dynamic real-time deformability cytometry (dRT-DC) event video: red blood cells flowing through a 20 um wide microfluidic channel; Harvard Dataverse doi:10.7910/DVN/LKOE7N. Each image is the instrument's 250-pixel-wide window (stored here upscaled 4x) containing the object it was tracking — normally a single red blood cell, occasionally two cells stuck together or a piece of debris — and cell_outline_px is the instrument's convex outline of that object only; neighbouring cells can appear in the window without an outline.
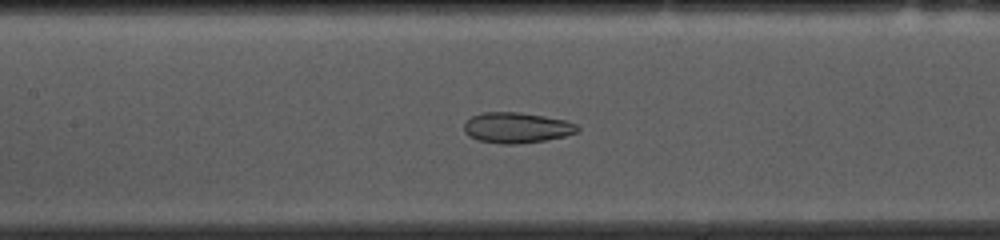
{"species": "common noctule bat (a hibernating species)", "species_latin": "Nyctalus noctula", "temperature_condition": "cold", "stored_images_in_passage": 52, "camera_frame_rate_fps": 3000, "um_per_image_px": 0.085, "animal": {"sex": "female", "body_mass_g": 10.0, "forearm_length_mm": 53.1}, "frame": {"image": 1, "passage_image": 22, "time_ms": 7.0, "image_size_px": [1000, 240], "cell_outline_px": [[580, 128], [576, 132], [564, 136], [544, 140], [516, 144], [504, 144], [480, 140], [468, 136], [464, 132], [464, 124], [472, 116], [484, 112], [520, 112], [544, 116], [564, 120], [576, 124]], "centroid_in_image_um": [43.9, 10.85], "position_along_channel_um": 163.5, "area_um2": 20.0}}
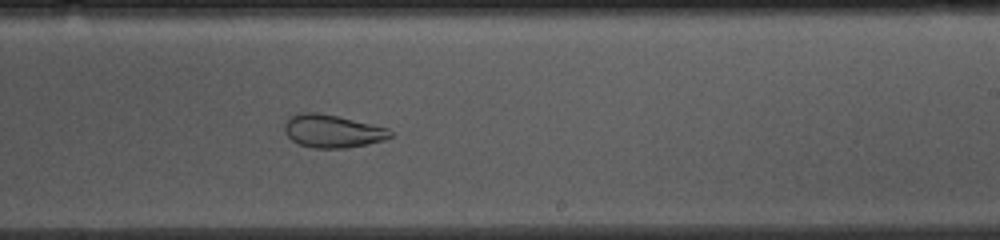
{"frame": {"image": 2, "passage_image": 30, "time_ms": 9.667, "image_size_px": [1000, 240], "cell_outline_px": [[392, 136], [384, 140], [368, 144], [344, 148], [312, 148], [300, 144], [292, 140], [284, 132], [284, 124], [288, 116], [296, 112], [316, 112], [336, 116], [388, 128], [392, 132]], "centroid_in_image_um": [28.21, 11.14], "position_along_channel_um": 260.8, "area_um2": 20.35}}
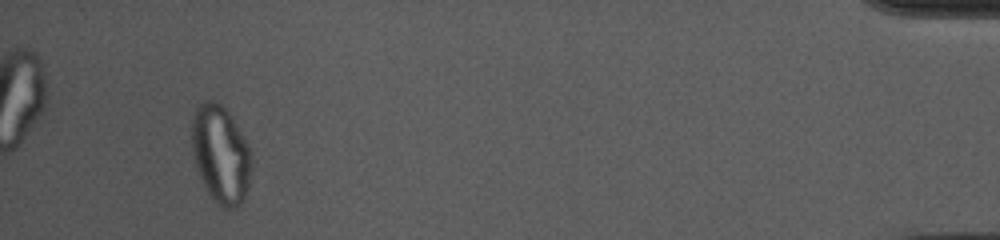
{"frame": {"image": 3, "passage_image": 49, "time_ms": 16.0, "image_size_px": [1000, 240], "cell_outline_px": [[252, 168], [248, 184], [244, 196], [240, 204], [236, 208], [224, 208], [216, 204], [208, 192], [196, 168], [192, 152], [192, 120], [196, 108], [204, 100], [216, 100], [228, 112], [236, 124], [252, 152]], "centroid_in_image_um": [18.76, 13.12], "position_along_channel_um": 416.4, "area_um2": 33.99}, "authors_computed_cell_mechanics": {"area_um2": 25.9522, "velocity_mm_per_s": 3.6603, "shape_relaxation_time_tau1_ms": null, "shape_relaxation_time_tau2_ms": 1.7223, "deformation_change_tau1": null, "deformation_change_tau2": 0.0769}}